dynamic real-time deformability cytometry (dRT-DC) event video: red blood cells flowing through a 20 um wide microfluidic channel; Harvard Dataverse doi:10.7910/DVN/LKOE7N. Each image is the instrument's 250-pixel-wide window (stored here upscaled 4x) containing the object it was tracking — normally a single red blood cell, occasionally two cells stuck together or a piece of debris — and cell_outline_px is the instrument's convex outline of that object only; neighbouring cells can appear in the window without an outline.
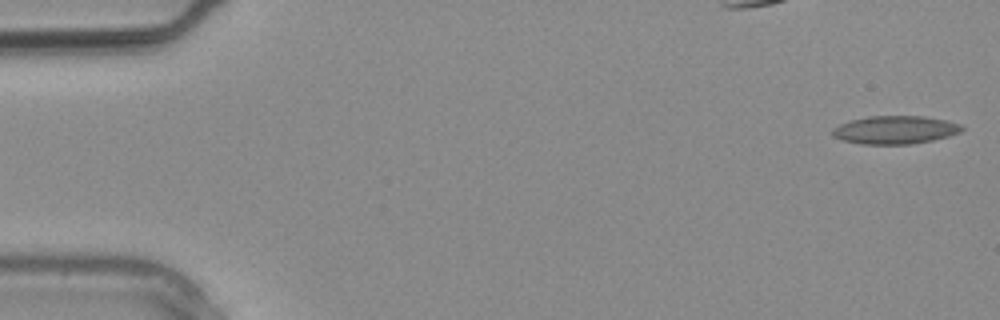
{"species": "common noctule bat (a hibernating species)", "species_latin": "Nyctalus noctula", "temperature_condition": "warm", "stored_images_in_passage": 15, "camera_frame_rate_fps": 3000, "um_per_image_px": 0.085, "animal": {"sex": "male", "body_mass_g": 20.4}, "frame": {"image": 1, "passage_image": 1, "time_ms": 0.0, "image_size_px": [1000, 320], "cell_outline_px": [[964, 128], [960, 132], [948, 136], [932, 140], [912, 144], [860, 144], [844, 140], [832, 136], [828, 132], [832, 128], [840, 124], [852, 120], [868, 116], [924, 116], [944, 120], [960, 124]], "centroid_in_image_um": [76.04, 11.04], "position_along_channel_um": 9.0, "area_um2": 21.21}}